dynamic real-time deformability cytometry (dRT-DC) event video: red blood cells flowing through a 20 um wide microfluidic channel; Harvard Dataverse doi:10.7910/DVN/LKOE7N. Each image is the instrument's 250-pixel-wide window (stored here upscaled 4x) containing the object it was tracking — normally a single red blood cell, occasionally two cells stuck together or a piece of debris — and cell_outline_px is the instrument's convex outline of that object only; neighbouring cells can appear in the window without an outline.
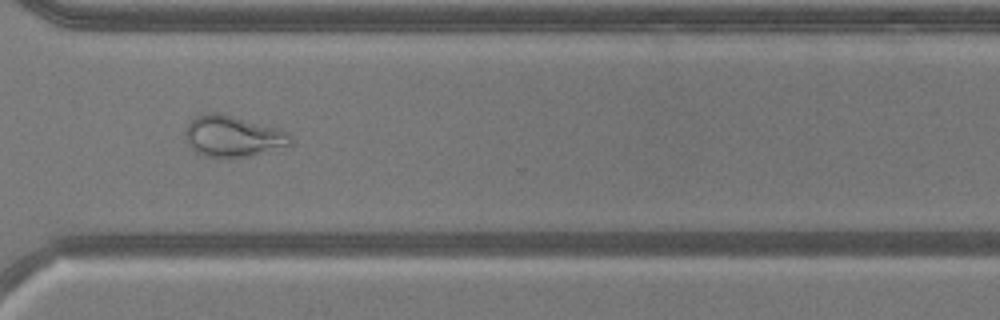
{"species": "common noctule bat (a hibernating species)", "species_latin": "Nyctalus noctula", "temperature_condition": "warm", "stored_images_in_passage": 45, "camera_frame_rate_fps": 3000, "um_per_image_px": 0.085, "animal": {"sex": "male", "body_mass_g": 20.5, "forearm_length_mm": 52.5}, "frame": {"image": 1, "passage_image": 32, "time_ms": 10.333, "image_size_px": [1000, 320], "cell_outline_px": [[292, 144], [248, 156], [204, 156], [196, 152], [188, 144], [184, 136], [184, 128], [196, 116], [204, 112], [216, 112], [232, 116], [276, 128], [288, 132], [292, 136]], "centroid_in_image_um": [19.74, 11.56], "position_along_channel_um": 350.9, "area_um2": 24.8}, "authors_computed_cell_mechanics": {"area_um2": 26.5302, "velocity_mm_per_s": 3.9766, "shape_relaxation_time_tau1_ms": null, "shape_relaxation_time_tau2_ms": 1.276, "deformation_change_tau1": null, "deformation_change_tau2": 0.0756}}